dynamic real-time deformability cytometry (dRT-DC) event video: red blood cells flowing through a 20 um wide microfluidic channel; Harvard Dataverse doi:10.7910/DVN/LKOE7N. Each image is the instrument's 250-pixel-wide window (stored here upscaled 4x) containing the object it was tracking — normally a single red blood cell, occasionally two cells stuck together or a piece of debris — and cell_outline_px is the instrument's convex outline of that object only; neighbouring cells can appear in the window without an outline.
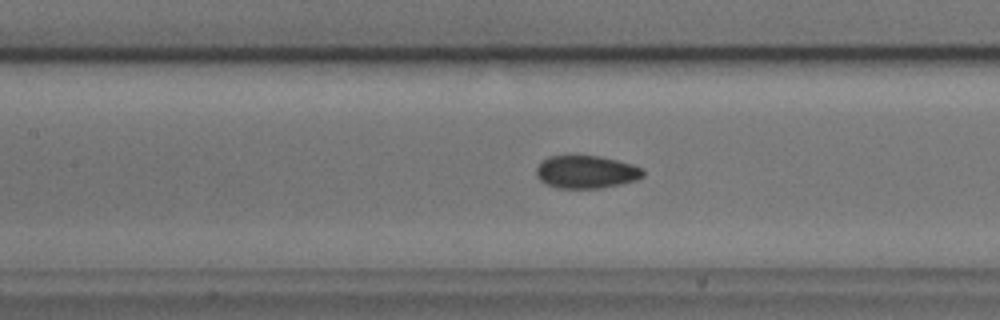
{"species": "common noctule bat (a hibernating species)", "species_latin": "Nyctalus noctula", "temperature_condition": "cold", "stored_images_in_passage": 36, "camera_frame_rate_fps": 3000, "um_per_image_px": 0.085, "animal": {"sex": "male", "body_mass_g": 17.9, "forearm_length_mm": 54.2}, "frame": {"image": 1, "passage_image": 16, "time_ms": 5.0, "image_size_px": [1000, 320], "cell_outline_px": [[644, 176], [636, 180], [620, 184], [600, 188], [556, 188], [544, 184], [536, 176], [536, 168], [540, 160], [548, 156], [600, 156], [632, 164], [644, 168]], "centroid_in_image_um": [49.8, 14.61], "position_along_channel_um": 157.6, "area_um2": 20.63}}
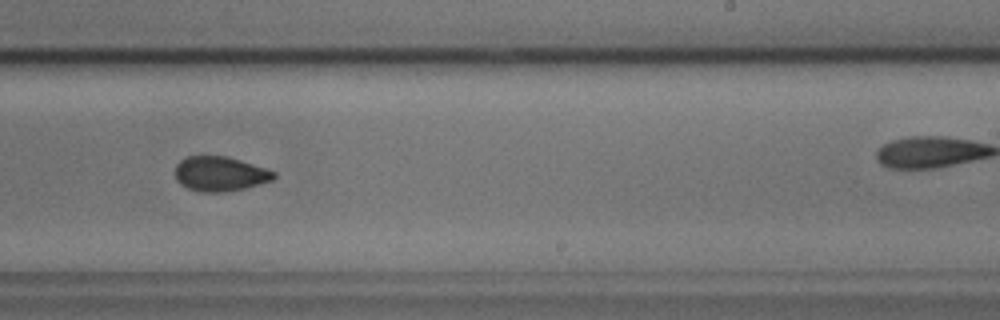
{"frame": {"image": 2, "passage_image": 25, "time_ms": 8.0, "image_size_px": [1000, 320], "cell_outline_px": [[276, 176], [272, 180], [244, 188], [224, 192], [200, 192], [188, 188], [180, 184], [176, 180], [176, 164], [180, 160], [188, 156], [228, 156], [276, 172]], "centroid_in_image_um": [18.68, 14.77], "position_along_channel_um": 270.3, "area_um2": 19.83}}
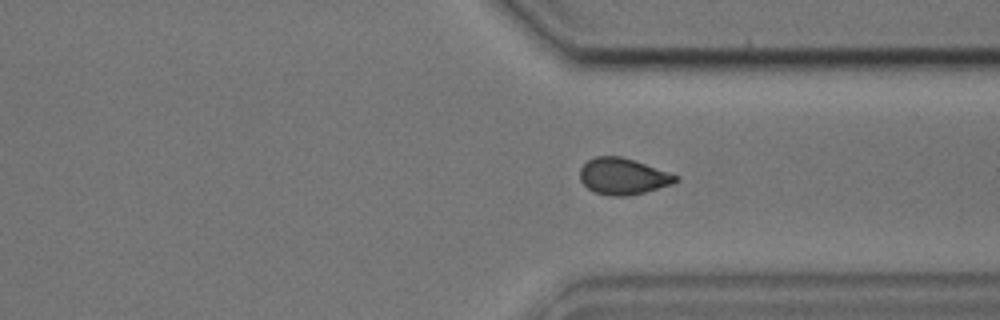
{"frame": {"image": 3, "passage_image": 32, "time_ms": 10.333, "image_size_px": [1000, 320], "cell_outline_px": [[680, 180], [672, 184], [644, 192], [624, 196], [608, 196], [596, 192], [588, 188], [580, 180], [580, 168], [588, 160], [596, 156], [620, 156], [636, 160], [680, 176]], "centroid_in_image_um": [52.98, 14.98], "position_along_channel_um": 358.4, "area_um2": 20.35}}